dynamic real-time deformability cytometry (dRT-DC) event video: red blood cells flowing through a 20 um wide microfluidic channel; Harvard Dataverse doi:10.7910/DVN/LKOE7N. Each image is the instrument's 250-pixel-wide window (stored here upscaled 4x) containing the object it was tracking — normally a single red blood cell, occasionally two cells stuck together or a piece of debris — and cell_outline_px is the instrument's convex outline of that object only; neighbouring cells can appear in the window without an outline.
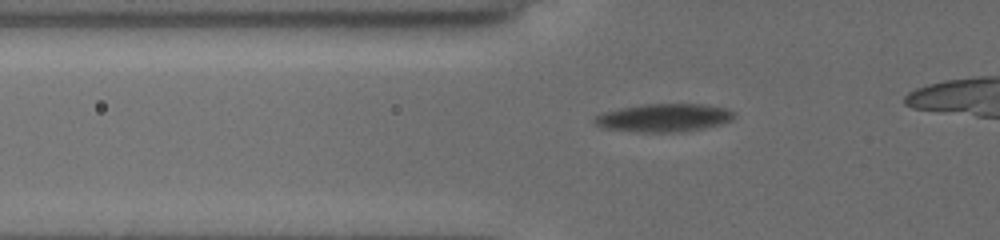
{"species": "common noctule bat (a hibernating species)", "species_latin": "Nyctalus noctula", "temperature_condition": "cold", "stored_images_in_passage": 37, "camera_frame_rate_fps": 3000, "um_per_image_px": 0.085, "animal": {"sex": "female", "body_mass_g": 19.5, "forearm_length_mm": 54.1}, "frame": {"image": 1, "passage_image": 8, "time_ms": 2.333, "image_size_px": [1000, 240], "cell_outline_px": [[732, 116], [728, 120], [720, 124], [704, 128], [668, 132], [648, 132], [608, 128], [596, 124], [592, 120], [596, 116], [604, 112], [620, 108], [644, 104], [704, 104], [724, 108], [732, 112]], "centroid_in_image_um": [56.39, 9.99], "position_along_channel_um": 69.4, "area_um2": 22.08}}
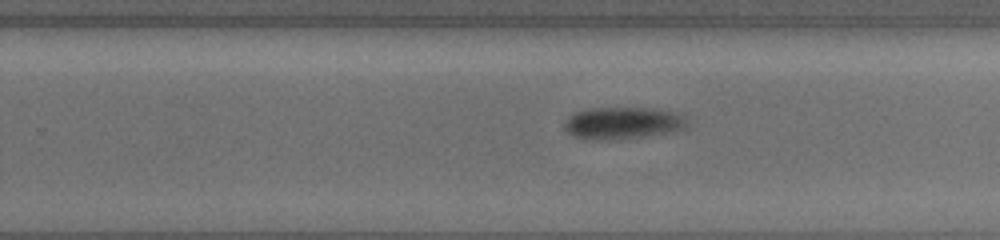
{"frame": {"image": 2, "passage_image": 25, "time_ms": 8.0, "image_size_px": [1000, 240], "cell_outline_px": [[688, 120], [684, 128], [644, 136], [612, 140], [588, 140], [576, 136], [568, 132], [564, 128], [564, 124], [576, 112], [596, 108], [652, 108], [676, 112], [684, 116]], "centroid_in_image_um": [52.94, 10.46], "position_along_channel_um": 276.9, "area_um2": 22.48}}
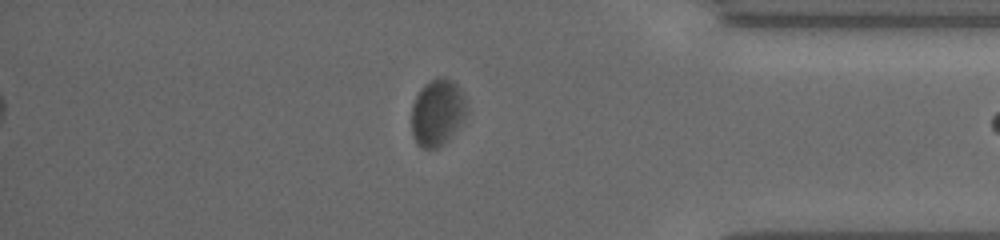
{"frame": {"image": 3, "passage_image": 36, "time_ms": 11.667, "image_size_px": [1000, 240], "cell_outline_px": [[464, 116], [440, 148], [424, 148], [416, 144], [412, 132], [412, 104], [420, 88], [428, 80], [436, 76], [444, 76], [452, 80], [456, 84], [464, 100]], "centroid_in_image_um": [37.1, 9.52], "position_along_channel_um": 398.1, "area_um2": 20.92}}